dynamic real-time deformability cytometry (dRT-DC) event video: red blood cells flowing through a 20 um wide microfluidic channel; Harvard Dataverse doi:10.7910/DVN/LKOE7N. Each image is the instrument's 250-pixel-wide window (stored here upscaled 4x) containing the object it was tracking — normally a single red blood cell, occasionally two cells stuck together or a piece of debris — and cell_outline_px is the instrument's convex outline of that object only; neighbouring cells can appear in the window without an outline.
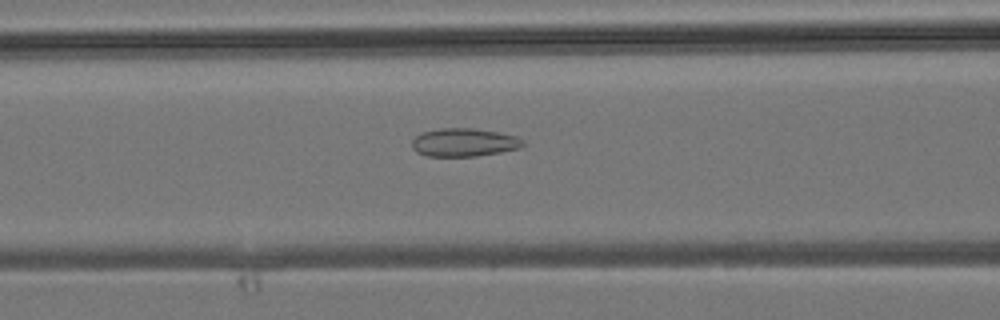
{"species": "common noctule bat (a hibernating species)", "species_latin": "Nyctalus noctula", "temperature_condition": "room temperature", "stored_images_in_passage": 31, "camera_frame_rate_fps": 3000, "um_per_image_px": 0.085, "animal": {"sex": "male", "body_mass_g": 19.2, "forearm_length_mm": 51.8}, "frame": {"image": 1, "passage_image": 5, "time_ms": 1.333, "image_size_px": [1000, 320], "cell_outline_px": [[528, 144], [520, 148], [500, 152], [476, 156], [428, 156], [416, 152], [412, 148], [412, 140], [416, 136], [424, 132], [440, 128], [472, 128], [500, 132], [516, 136], [524, 140]], "centroid_in_image_um": [39.49, 12.1], "position_along_channel_um": 127.1, "area_um2": 18.38}}
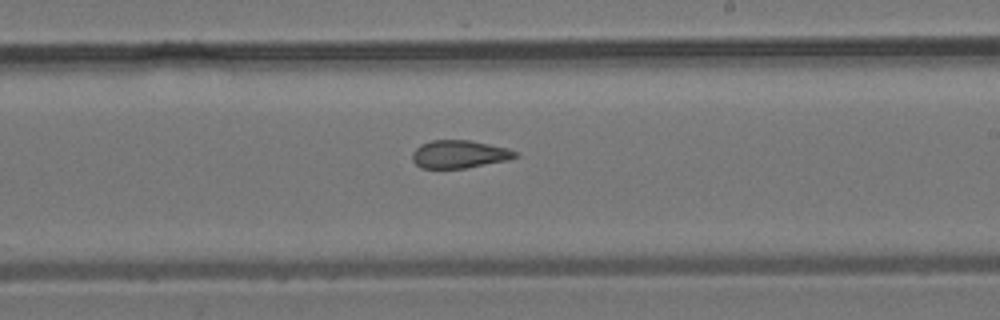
{"frame": {"image": 2, "passage_image": 13, "time_ms": 4.0, "image_size_px": [1000, 320], "cell_outline_px": [[520, 156], [508, 160], [464, 168], [420, 168], [412, 160], [412, 152], [420, 144], [432, 140], [468, 140], [508, 148], [520, 152]], "centroid_in_image_um": [39.06, 13.1], "position_along_channel_um": 249.9, "area_um2": 16.82}}
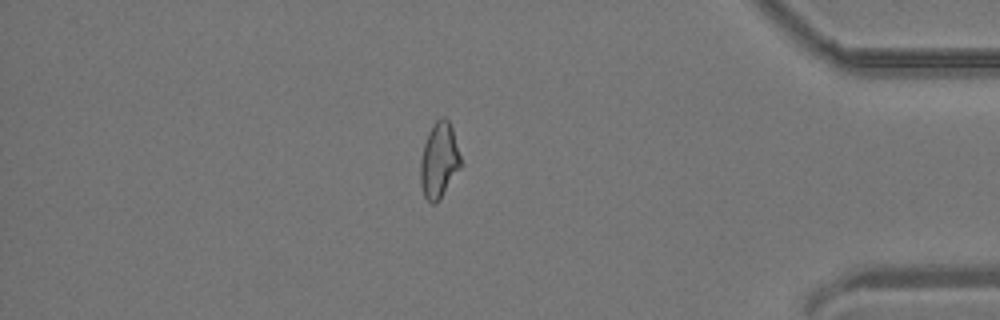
{"frame": {"image": 3, "passage_image": 25, "time_ms": 8.0, "image_size_px": [1000, 320], "cell_outline_px": [[460, 168], [440, 200], [432, 204], [424, 196], [420, 184], [420, 160], [424, 144], [428, 132], [436, 120], [440, 116], [444, 116], [448, 120], [452, 128], [460, 156]], "centroid_in_image_um": [37.3, 13.63], "position_along_channel_um": 397.9, "area_um2": 17.69}}